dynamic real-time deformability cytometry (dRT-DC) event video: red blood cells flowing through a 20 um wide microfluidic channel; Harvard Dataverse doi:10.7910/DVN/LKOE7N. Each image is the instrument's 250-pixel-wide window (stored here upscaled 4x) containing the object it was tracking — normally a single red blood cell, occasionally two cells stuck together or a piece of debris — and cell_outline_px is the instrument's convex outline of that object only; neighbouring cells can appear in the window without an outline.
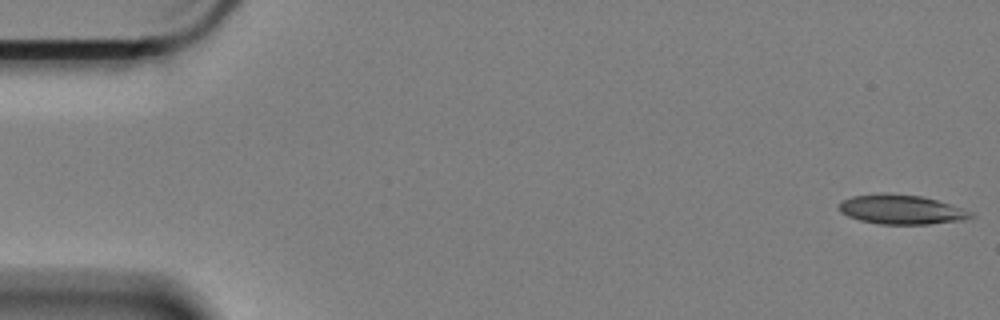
{"species": "Egyptian fruit bat (a non-hibernating species)", "species_latin": "Rousettus aegyptiacus", "temperature_condition": "cold", "stored_images_in_passage": 22, "camera_frame_rate_fps": 3000, "um_per_image_px": 0.085, "animal": {"sex": "female"}, "frame": {"image": 1, "passage_image": 1, "time_ms": 0.0, "image_size_px": [1000, 320], "cell_outline_px": [[976, 216], [960, 220], [928, 224], [880, 224], [860, 220], [848, 216], [840, 212], [840, 204], [844, 200], [852, 196], [920, 196], [936, 200], [972, 212]], "centroid_in_image_um": [76.65, 17.86], "position_along_channel_um": 8.4, "area_um2": 21.33}}
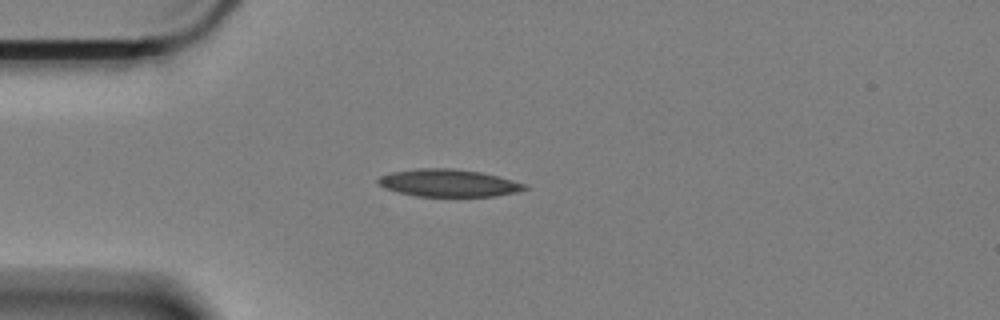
{"frame": {"image": 2, "passage_image": 15, "time_ms": 4.667, "image_size_px": [1000, 320], "cell_outline_px": [[528, 188], [516, 192], [496, 196], [416, 196], [384, 188], [376, 180], [380, 176], [392, 172], [416, 168], [452, 168], [480, 172], [528, 184]], "centroid_in_image_um": [38.13, 15.55], "position_along_channel_um": 46.9, "area_um2": 23.29}}
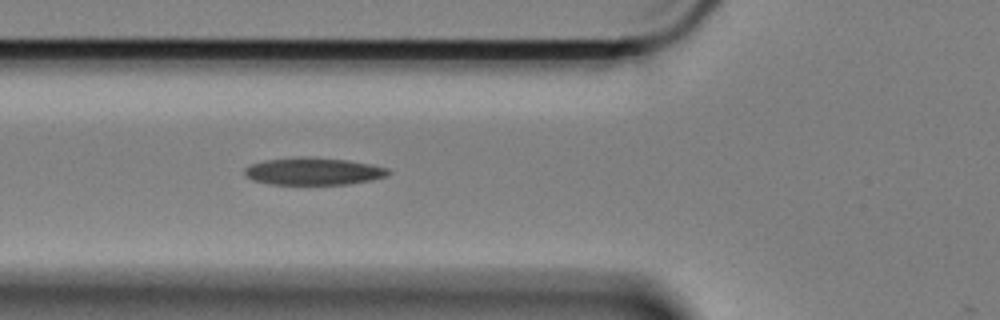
{"frame": {"image": 3, "passage_image": 21, "time_ms": 6.667, "image_size_px": [1000, 320], "cell_outline_px": [[392, 172], [388, 176], [372, 180], [348, 184], [268, 184], [252, 180], [244, 172], [244, 168], [252, 164], [264, 160], [300, 156], [304, 156], [348, 160], [372, 164], [388, 168]], "centroid_in_image_um": [26.68, 14.55], "position_along_channel_um": 99.1, "area_um2": 23.06}}